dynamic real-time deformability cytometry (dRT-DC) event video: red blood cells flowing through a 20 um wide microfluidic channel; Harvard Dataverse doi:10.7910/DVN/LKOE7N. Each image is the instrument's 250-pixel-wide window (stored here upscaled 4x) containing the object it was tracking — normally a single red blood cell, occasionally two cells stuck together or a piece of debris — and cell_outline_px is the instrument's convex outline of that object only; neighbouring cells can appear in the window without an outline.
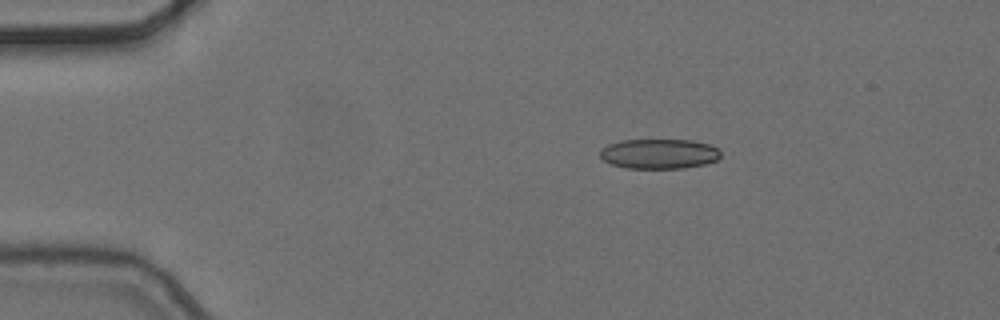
{"species": "common noctule bat (a hibernating species)", "species_latin": "Nyctalus noctula", "temperature_condition": "cold", "stored_images_in_passage": 2, "camera_frame_rate_fps": 3000, "um_per_image_px": 0.085, "animal": {"sex": "female", "body_mass_g": 24.6, "forearm_length_mm": 56.2}, "frame": {"image": 1, "passage_image": 2, "time_ms": 0.333, "image_size_px": [1000, 320], "cell_outline_px": [[720, 156], [716, 160], [704, 164], [684, 168], [624, 168], [612, 164], [604, 160], [600, 156], [600, 148], [608, 144], [620, 140], [692, 140], [708, 144], [716, 148], [720, 152]], "centroid_in_image_um": [55.99, 13.07], "position_along_channel_um": 29.0, "area_um2": 20.98}}